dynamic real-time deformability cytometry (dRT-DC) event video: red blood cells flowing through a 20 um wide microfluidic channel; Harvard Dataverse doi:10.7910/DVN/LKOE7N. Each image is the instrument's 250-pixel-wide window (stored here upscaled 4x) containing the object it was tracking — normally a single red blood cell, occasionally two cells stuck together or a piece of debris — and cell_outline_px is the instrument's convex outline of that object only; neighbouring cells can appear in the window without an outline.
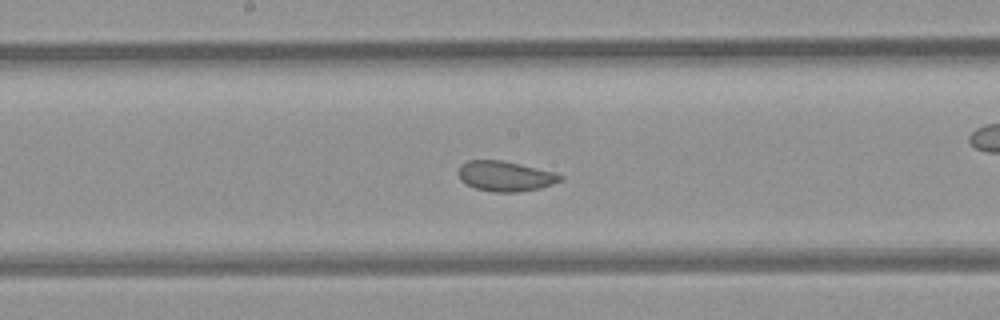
{"species": "common noctule bat (a hibernating species)", "species_latin": "Nyctalus noctula", "temperature_condition": "room temperature", "stored_images_in_passage": 40, "camera_frame_rate_fps": 3000, "um_per_image_px": 0.085, "animal": {"sex": "female", "body_mass_g": 21.9}, "frame": {"image": 1, "passage_image": 23, "time_ms": 7.333, "image_size_px": [1000, 320], "cell_outline_px": [[564, 180], [540, 188], [516, 192], [492, 192], [476, 188], [460, 180], [456, 172], [460, 164], [468, 160], [500, 160], [520, 164], [552, 172], [564, 176]], "centroid_in_image_um": [42.91, 14.97], "position_along_channel_um": 205.3, "area_um2": 17.92}}
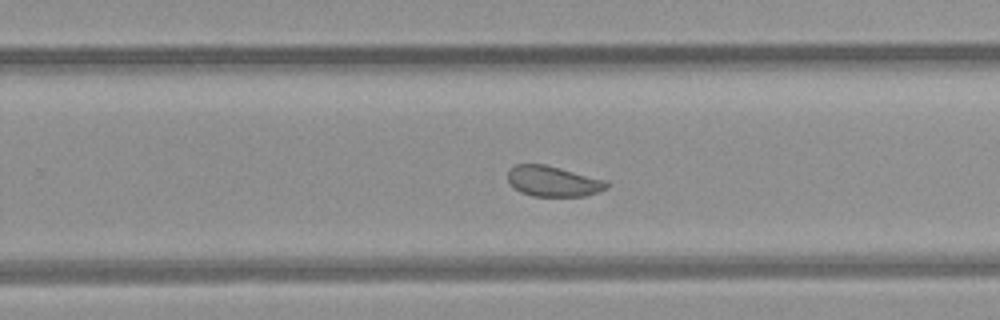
{"frame": {"image": 2, "passage_image": 29, "time_ms": 9.333, "image_size_px": [1000, 320], "cell_outline_px": [[608, 188], [584, 196], [532, 196], [520, 192], [508, 180], [508, 172], [516, 164], [544, 164], [608, 180]], "centroid_in_image_um": [47.04, 15.41], "position_along_channel_um": 282.8, "area_um2": 17.46}, "authors_computed_cell_mechanics": {"area_um2": 19.8543, "velocity_mm_per_s": 3.8997, "shape_relaxation_time_tau1_ms": null, "shape_relaxation_time_tau2_ms": 1.2863, "deformation_change_tau1": null, "deformation_change_tau2": 0.0732}}